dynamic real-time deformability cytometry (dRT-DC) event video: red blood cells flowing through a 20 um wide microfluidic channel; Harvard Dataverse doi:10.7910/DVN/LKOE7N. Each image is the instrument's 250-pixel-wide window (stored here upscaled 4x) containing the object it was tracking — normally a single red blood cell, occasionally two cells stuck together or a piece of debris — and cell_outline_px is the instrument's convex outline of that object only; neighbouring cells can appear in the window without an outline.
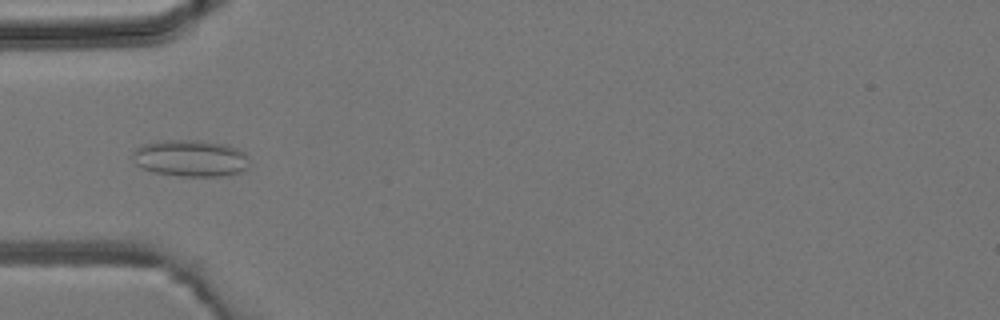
{"species": "common noctule bat (a hibernating species)", "species_latin": "Nyctalus noctula", "temperature_condition": "room temperature", "stored_images_in_passage": 6, "camera_frame_rate_fps": 3000, "um_per_image_px": 0.085, "animal": {"sex": "male", "body_mass_g": 19.2, "forearm_length_mm": 51.8}, "frame": {"image": 1, "passage_image": 5, "time_ms": 4.667, "image_size_px": [1000, 320], "cell_outline_px": [[248, 168], [244, 172], [224, 176], [180, 176], [152, 172], [136, 164], [132, 156], [132, 152], [140, 144], [160, 140], [200, 140], [228, 144], [244, 152], [248, 156]], "centroid_in_image_um": [16.21, 13.44], "position_along_channel_um": 68.8, "area_um2": 25.43}}